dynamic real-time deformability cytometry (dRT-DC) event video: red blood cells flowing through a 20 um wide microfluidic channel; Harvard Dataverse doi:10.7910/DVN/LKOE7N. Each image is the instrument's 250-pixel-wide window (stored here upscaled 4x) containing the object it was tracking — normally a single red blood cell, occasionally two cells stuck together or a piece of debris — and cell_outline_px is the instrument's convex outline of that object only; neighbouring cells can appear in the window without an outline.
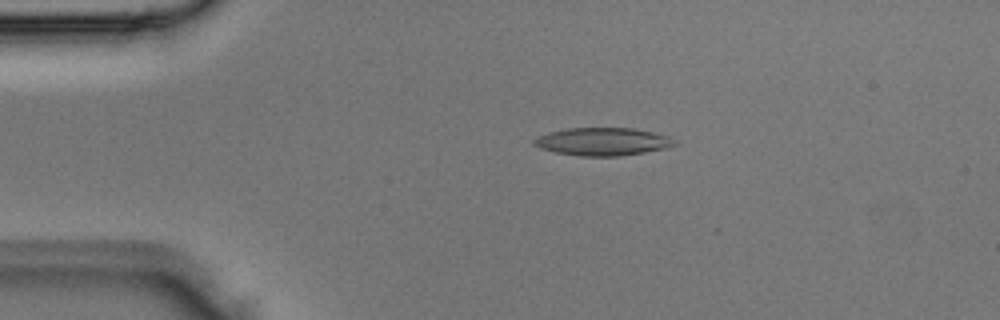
{"species": "Egyptian fruit bat (a non-hibernating species)", "species_latin": "Rousettus aegyptiacus", "temperature_condition": "room temperature", "stored_images_in_passage": 4, "segment_of_instrument_passage": [1, 2], "camera_frame_rate_fps": 3000, "um_per_image_px": 0.085, "animal": {"sex": "male"}, "frame": {"image": 1, "passage_image": 2, "time_ms": 0.333, "image_size_px": [1000, 320], "cell_outline_px": [[676, 144], [664, 148], [644, 152], [620, 156], [580, 156], [556, 152], [540, 148], [532, 144], [532, 140], [548, 132], [568, 128], [632, 128], [652, 132], [668, 136]], "centroid_in_image_um": [51.17, 12.03], "position_along_channel_um": 33.8, "area_um2": 22.54}}